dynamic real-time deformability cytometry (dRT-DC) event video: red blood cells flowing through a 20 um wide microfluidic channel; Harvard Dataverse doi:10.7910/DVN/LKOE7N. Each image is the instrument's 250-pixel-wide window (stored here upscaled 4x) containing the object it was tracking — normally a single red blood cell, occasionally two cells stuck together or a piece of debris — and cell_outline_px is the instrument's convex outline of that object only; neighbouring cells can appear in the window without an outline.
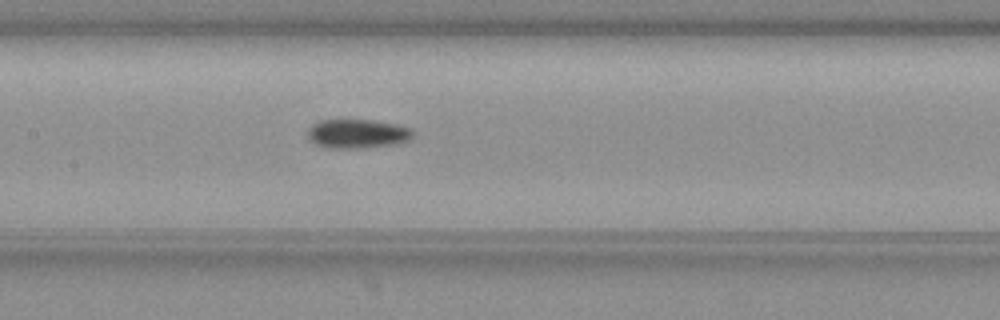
{"species": "common noctule bat (a hibernating species)", "species_latin": "Nyctalus noctula", "temperature_condition": "warm", "stored_images_in_passage": 27, "camera_frame_rate_fps": 3000, "um_per_image_px": 0.085, "animal": {"sex": "female", "body_mass_g": 19.3, "forearm_length_mm": 54.1}, "frame": {"image": 1, "passage_image": 9, "time_ms": 2.667, "image_size_px": [1000, 320], "cell_outline_px": [[412, 136], [408, 140], [400, 144], [364, 148], [324, 148], [308, 140], [308, 128], [312, 124], [320, 120], [372, 120], [396, 124], [412, 128]], "centroid_in_image_um": [30.37, 11.38], "position_along_channel_um": 177.0, "area_um2": 18.09}}
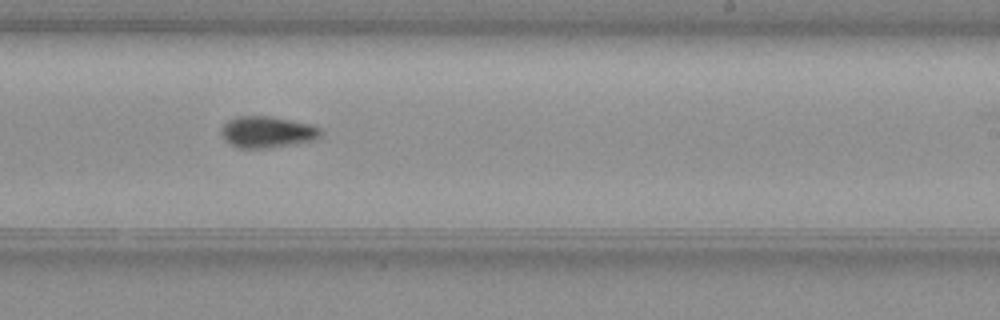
{"frame": {"image": 2, "passage_image": 16, "time_ms": 5.0, "image_size_px": [1000, 320], "cell_outline_px": [[320, 136], [316, 140], [268, 148], [236, 148], [228, 144], [220, 136], [220, 128], [228, 120], [236, 116], [268, 116], [312, 124], [320, 128]], "centroid_in_image_um": [22.65, 11.23], "position_along_channel_um": 266.3, "area_um2": 18.44}}
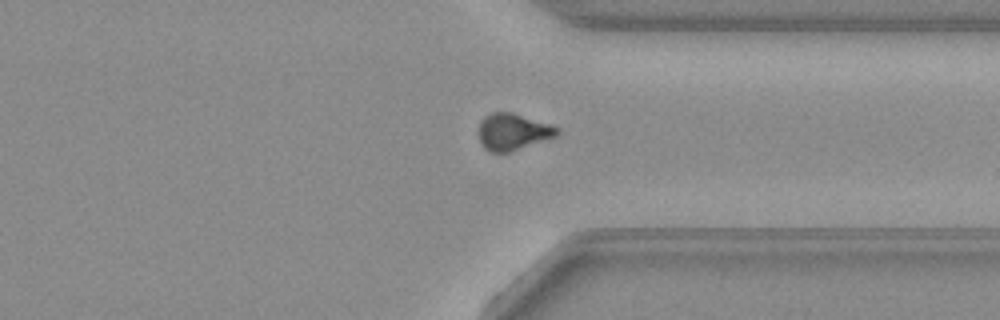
{"frame": {"image": 3, "passage_image": 24, "time_ms": 7.667, "image_size_px": [1000, 320], "cell_outline_px": [[560, 132], [556, 136], [508, 152], [492, 152], [484, 148], [480, 140], [480, 120], [484, 116], [492, 112], [512, 112], [560, 128]], "centroid_in_image_um": [43.59, 11.19], "position_along_channel_um": 367.8, "area_um2": 16.42}}